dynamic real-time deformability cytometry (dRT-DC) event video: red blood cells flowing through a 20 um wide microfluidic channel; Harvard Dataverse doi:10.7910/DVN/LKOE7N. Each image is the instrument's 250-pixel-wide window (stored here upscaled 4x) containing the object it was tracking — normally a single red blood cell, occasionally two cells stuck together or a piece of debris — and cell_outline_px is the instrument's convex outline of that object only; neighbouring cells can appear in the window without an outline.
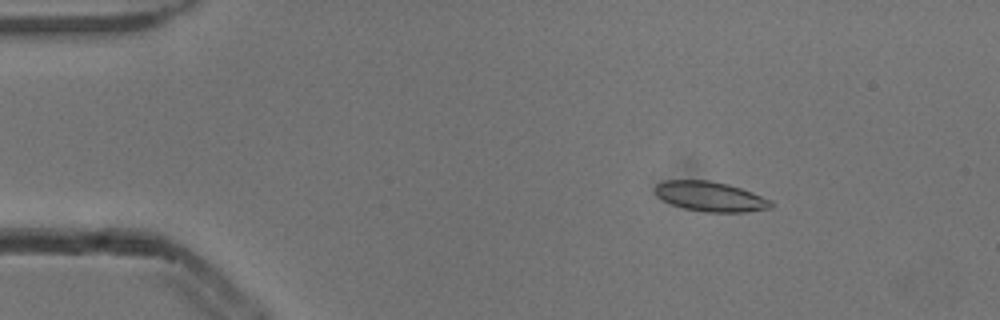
{"species": "common noctule bat (a hibernating species)", "species_latin": "Nyctalus noctula", "temperature_condition": "cold", "stored_images_in_passage": 3, "camera_frame_rate_fps": 3000, "um_per_image_px": 0.085, "animal": {"sex": "male", "body_mass_g": 13.3}, "frame": {"image": 1, "passage_image": 1, "time_ms": 0.0, "image_size_px": [1000, 320], "cell_outline_px": [[776, 204], [772, 208], [744, 212], [704, 212], [684, 208], [672, 204], [656, 196], [656, 184], [664, 180], [708, 180], [728, 184], [752, 192], [772, 200]], "centroid_in_image_um": [60.42, 16.71], "position_along_channel_um": 24.6, "area_um2": 20.23}}